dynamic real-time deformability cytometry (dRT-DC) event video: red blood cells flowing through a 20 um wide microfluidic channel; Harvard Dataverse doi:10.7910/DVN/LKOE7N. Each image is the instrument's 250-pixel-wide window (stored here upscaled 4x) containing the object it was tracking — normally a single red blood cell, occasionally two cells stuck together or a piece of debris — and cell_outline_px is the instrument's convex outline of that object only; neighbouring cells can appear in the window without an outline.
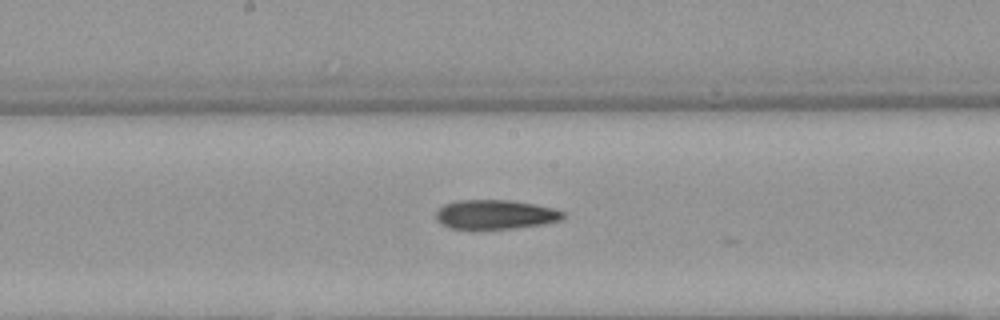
{"species": "Egyptian fruit bat (a non-hibernating species)", "species_latin": "Rousettus aegyptiacus", "temperature_condition": "warm", "stored_images_in_passage": 18, "camera_frame_rate_fps": 3000, "um_per_image_px": 0.085, "animal": {"sex": "female"}, "frame": {"image": 1, "passage_image": 6, "time_ms": 1.667, "image_size_px": [1000, 320], "cell_outline_px": [[564, 216], [560, 220], [544, 224], [512, 228], [452, 228], [440, 224], [436, 220], [436, 212], [444, 204], [456, 200], [508, 200], [532, 204], [552, 208], [564, 212]], "centroid_in_image_um": [42.07, 18.22], "position_along_channel_um": 206.1, "area_um2": 21.39}}
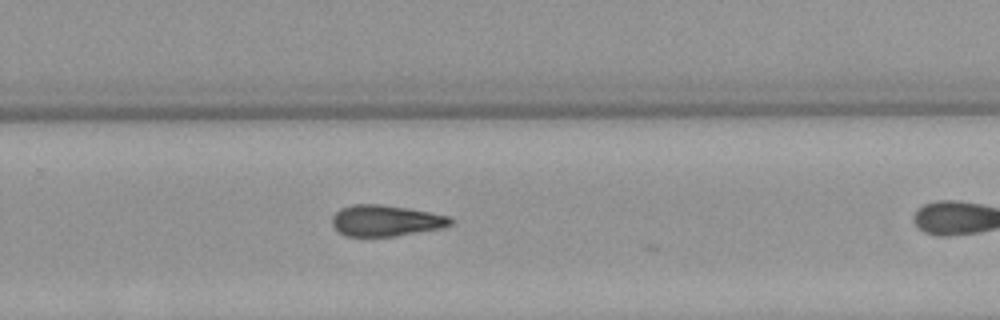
{"frame": {"image": 2, "passage_image": 13, "time_ms": 4.0, "image_size_px": [1000, 320], "cell_outline_px": [[452, 224], [444, 228], [396, 236], [348, 236], [340, 232], [332, 224], [332, 216], [340, 208], [352, 204], [380, 204], [408, 208], [448, 216], [452, 220]], "centroid_in_image_um": [32.79, 18.75], "position_along_channel_um": 297.0, "area_um2": 21.44}}